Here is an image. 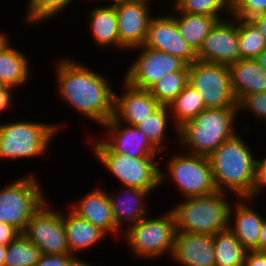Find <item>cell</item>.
<instances>
[{
	"mask_svg": "<svg viewBox=\"0 0 266 266\" xmlns=\"http://www.w3.org/2000/svg\"><path fill=\"white\" fill-rule=\"evenodd\" d=\"M56 62L59 100L100 127L113 117L115 91L106 75L73 57L64 56Z\"/></svg>",
	"mask_w": 266,
	"mask_h": 266,
	"instance_id": "1",
	"label": "cell"
},
{
	"mask_svg": "<svg viewBox=\"0 0 266 266\" xmlns=\"http://www.w3.org/2000/svg\"><path fill=\"white\" fill-rule=\"evenodd\" d=\"M208 159L217 191L236 198L251 195L257 157L240 133L224 141Z\"/></svg>",
	"mask_w": 266,
	"mask_h": 266,
	"instance_id": "2",
	"label": "cell"
},
{
	"mask_svg": "<svg viewBox=\"0 0 266 266\" xmlns=\"http://www.w3.org/2000/svg\"><path fill=\"white\" fill-rule=\"evenodd\" d=\"M238 115V107L204 109L178 128L179 148L190 154L209 156L237 134Z\"/></svg>",
	"mask_w": 266,
	"mask_h": 266,
	"instance_id": "3",
	"label": "cell"
},
{
	"mask_svg": "<svg viewBox=\"0 0 266 266\" xmlns=\"http://www.w3.org/2000/svg\"><path fill=\"white\" fill-rule=\"evenodd\" d=\"M23 120L0 122V159L2 161L44 157L50 151V143L58 135L57 133L66 128V125L68 126L66 123L58 125V123Z\"/></svg>",
	"mask_w": 266,
	"mask_h": 266,
	"instance_id": "4",
	"label": "cell"
},
{
	"mask_svg": "<svg viewBox=\"0 0 266 266\" xmlns=\"http://www.w3.org/2000/svg\"><path fill=\"white\" fill-rule=\"evenodd\" d=\"M228 193L216 191L210 195L184 198L171 208L177 232L215 235L229 226L231 204ZM181 203V204H180Z\"/></svg>",
	"mask_w": 266,
	"mask_h": 266,
	"instance_id": "5",
	"label": "cell"
},
{
	"mask_svg": "<svg viewBox=\"0 0 266 266\" xmlns=\"http://www.w3.org/2000/svg\"><path fill=\"white\" fill-rule=\"evenodd\" d=\"M89 139V141H88ZM94 157L109 174L115 176L120 186L146 189L150 193L160 187L158 157H131L113 152L100 137H89Z\"/></svg>",
	"mask_w": 266,
	"mask_h": 266,
	"instance_id": "6",
	"label": "cell"
},
{
	"mask_svg": "<svg viewBox=\"0 0 266 266\" xmlns=\"http://www.w3.org/2000/svg\"><path fill=\"white\" fill-rule=\"evenodd\" d=\"M169 210L157 217L147 215L122 233L133 257L151 261L161 260L166 254L171 257L177 227L174 213Z\"/></svg>",
	"mask_w": 266,
	"mask_h": 266,
	"instance_id": "7",
	"label": "cell"
},
{
	"mask_svg": "<svg viewBox=\"0 0 266 266\" xmlns=\"http://www.w3.org/2000/svg\"><path fill=\"white\" fill-rule=\"evenodd\" d=\"M166 162L167 170L163 171L160 164V186L172 181L173 186L183 196L182 199L206 196L217 191L208 156L190 154L182 150L181 153L170 156Z\"/></svg>",
	"mask_w": 266,
	"mask_h": 266,
	"instance_id": "8",
	"label": "cell"
},
{
	"mask_svg": "<svg viewBox=\"0 0 266 266\" xmlns=\"http://www.w3.org/2000/svg\"><path fill=\"white\" fill-rule=\"evenodd\" d=\"M39 178L26 174L0 188V222L22 233L32 215L48 199Z\"/></svg>",
	"mask_w": 266,
	"mask_h": 266,
	"instance_id": "9",
	"label": "cell"
},
{
	"mask_svg": "<svg viewBox=\"0 0 266 266\" xmlns=\"http://www.w3.org/2000/svg\"><path fill=\"white\" fill-rule=\"evenodd\" d=\"M188 84L200 93L206 109L238 107L228 65L197 60L188 65Z\"/></svg>",
	"mask_w": 266,
	"mask_h": 266,
	"instance_id": "10",
	"label": "cell"
},
{
	"mask_svg": "<svg viewBox=\"0 0 266 266\" xmlns=\"http://www.w3.org/2000/svg\"><path fill=\"white\" fill-rule=\"evenodd\" d=\"M47 199L32 215L22 232L41 254H71L62 219V209H55ZM54 207V208H53Z\"/></svg>",
	"mask_w": 266,
	"mask_h": 266,
	"instance_id": "11",
	"label": "cell"
},
{
	"mask_svg": "<svg viewBox=\"0 0 266 266\" xmlns=\"http://www.w3.org/2000/svg\"><path fill=\"white\" fill-rule=\"evenodd\" d=\"M130 50L140 52L132 64L129 63V69H126L122 80L137 89L149 90L164 75L181 70L186 65L176 56L143 45Z\"/></svg>",
	"mask_w": 266,
	"mask_h": 266,
	"instance_id": "12",
	"label": "cell"
},
{
	"mask_svg": "<svg viewBox=\"0 0 266 266\" xmlns=\"http://www.w3.org/2000/svg\"><path fill=\"white\" fill-rule=\"evenodd\" d=\"M240 59L238 47V18L219 20L197 51V60L230 65Z\"/></svg>",
	"mask_w": 266,
	"mask_h": 266,
	"instance_id": "13",
	"label": "cell"
},
{
	"mask_svg": "<svg viewBox=\"0 0 266 266\" xmlns=\"http://www.w3.org/2000/svg\"><path fill=\"white\" fill-rule=\"evenodd\" d=\"M112 4L117 13L120 52H130V49L144 45L153 17L152 4L127 0H117Z\"/></svg>",
	"mask_w": 266,
	"mask_h": 266,
	"instance_id": "14",
	"label": "cell"
},
{
	"mask_svg": "<svg viewBox=\"0 0 266 266\" xmlns=\"http://www.w3.org/2000/svg\"><path fill=\"white\" fill-rule=\"evenodd\" d=\"M143 46L176 56L187 65L197 61V52L182 37L175 19L167 12L151 18Z\"/></svg>",
	"mask_w": 266,
	"mask_h": 266,
	"instance_id": "15",
	"label": "cell"
},
{
	"mask_svg": "<svg viewBox=\"0 0 266 266\" xmlns=\"http://www.w3.org/2000/svg\"><path fill=\"white\" fill-rule=\"evenodd\" d=\"M101 128L105 135L100 139L113 152L131 157H157L158 155L159 159L161 158L162 154L136 126H129L110 118Z\"/></svg>",
	"mask_w": 266,
	"mask_h": 266,
	"instance_id": "16",
	"label": "cell"
},
{
	"mask_svg": "<svg viewBox=\"0 0 266 266\" xmlns=\"http://www.w3.org/2000/svg\"><path fill=\"white\" fill-rule=\"evenodd\" d=\"M123 92H114L113 119L129 126H136L156 111L161 104L148 90H141L122 81Z\"/></svg>",
	"mask_w": 266,
	"mask_h": 266,
	"instance_id": "17",
	"label": "cell"
},
{
	"mask_svg": "<svg viewBox=\"0 0 266 266\" xmlns=\"http://www.w3.org/2000/svg\"><path fill=\"white\" fill-rule=\"evenodd\" d=\"M229 212V230L240 244L248 251L255 250L259 245L260 229L264 220L262 214L253 206L254 199L236 198Z\"/></svg>",
	"mask_w": 266,
	"mask_h": 266,
	"instance_id": "18",
	"label": "cell"
},
{
	"mask_svg": "<svg viewBox=\"0 0 266 266\" xmlns=\"http://www.w3.org/2000/svg\"><path fill=\"white\" fill-rule=\"evenodd\" d=\"M117 191L114 190L115 193L111 194L108 192V196L116 228L123 233L130 226L149 215L150 211L145 201L151 193L146 189L126 186H121Z\"/></svg>",
	"mask_w": 266,
	"mask_h": 266,
	"instance_id": "19",
	"label": "cell"
},
{
	"mask_svg": "<svg viewBox=\"0 0 266 266\" xmlns=\"http://www.w3.org/2000/svg\"><path fill=\"white\" fill-rule=\"evenodd\" d=\"M71 205L69 208L75 214L98 227L106 235L116 234L121 237L122 233L116 228L113 219L108 193L101 186L93 188Z\"/></svg>",
	"mask_w": 266,
	"mask_h": 266,
	"instance_id": "20",
	"label": "cell"
},
{
	"mask_svg": "<svg viewBox=\"0 0 266 266\" xmlns=\"http://www.w3.org/2000/svg\"><path fill=\"white\" fill-rule=\"evenodd\" d=\"M170 258L178 266H215L213 235L177 232Z\"/></svg>",
	"mask_w": 266,
	"mask_h": 266,
	"instance_id": "21",
	"label": "cell"
},
{
	"mask_svg": "<svg viewBox=\"0 0 266 266\" xmlns=\"http://www.w3.org/2000/svg\"><path fill=\"white\" fill-rule=\"evenodd\" d=\"M228 68L231 90L237 103L249 94L266 92V71L255 59H239Z\"/></svg>",
	"mask_w": 266,
	"mask_h": 266,
	"instance_id": "22",
	"label": "cell"
},
{
	"mask_svg": "<svg viewBox=\"0 0 266 266\" xmlns=\"http://www.w3.org/2000/svg\"><path fill=\"white\" fill-rule=\"evenodd\" d=\"M62 219L70 253L77 257H80L78 253L81 255V252L108 238L98 227L79 217L70 208L64 212L62 210Z\"/></svg>",
	"mask_w": 266,
	"mask_h": 266,
	"instance_id": "23",
	"label": "cell"
},
{
	"mask_svg": "<svg viewBox=\"0 0 266 266\" xmlns=\"http://www.w3.org/2000/svg\"><path fill=\"white\" fill-rule=\"evenodd\" d=\"M88 27L90 37L97 47L110 48L120 51V39L117 26V13L115 6L111 3L107 5L93 6L88 14Z\"/></svg>",
	"mask_w": 266,
	"mask_h": 266,
	"instance_id": "24",
	"label": "cell"
},
{
	"mask_svg": "<svg viewBox=\"0 0 266 266\" xmlns=\"http://www.w3.org/2000/svg\"><path fill=\"white\" fill-rule=\"evenodd\" d=\"M11 44L10 40L0 50V83L16 92L31 80L32 74L28 56Z\"/></svg>",
	"mask_w": 266,
	"mask_h": 266,
	"instance_id": "25",
	"label": "cell"
},
{
	"mask_svg": "<svg viewBox=\"0 0 266 266\" xmlns=\"http://www.w3.org/2000/svg\"><path fill=\"white\" fill-rule=\"evenodd\" d=\"M170 9L174 14H169L175 19L180 34L196 52L215 24L221 20L220 17L181 12L176 7Z\"/></svg>",
	"mask_w": 266,
	"mask_h": 266,
	"instance_id": "26",
	"label": "cell"
},
{
	"mask_svg": "<svg viewBox=\"0 0 266 266\" xmlns=\"http://www.w3.org/2000/svg\"><path fill=\"white\" fill-rule=\"evenodd\" d=\"M171 124L175 129L176 141L178 143V128L173 125L174 122L172 121L169 107L166 105H161L156 111L138 123L136 127L145 133L147 139L160 153H165V149L170 150L166 147L168 143L165 140L167 139L169 128L172 127Z\"/></svg>",
	"mask_w": 266,
	"mask_h": 266,
	"instance_id": "27",
	"label": "cell"
},
{
	"mask_svg": "<svg viewBox=\"0 0 266 266\" xmlns=\"http://www.w3.org/2000/svg\"><path fill=\"white\" fill-rule=\"evenodd\" d=\"M168 107L172 121L177 128L206 109L200 93L189 84L185 86Z\"/></svg>",
	"mask_w": 266,
	"mask_h": 266,
	"instance_id": "28",
	"label": "cell"
},
{
	"mask_svg": "<svg viewBox=\"0 0 266 266\" xmlns=\"http://www.w3.org/2000/svg\"><path fill=\"white\" fill-rule=\"evenodd\" d=\"M215 266H243L247 250L229 230L213 235Z\"/></svg>",
	"mask_w": 266,
	"mask_h": 266,
	"instance_id": "29",
	"label": "cell"
},
{
	"mask_svg": "<svg viewBox=\"0 0 266 266\" xmlns=\"http://www.w3.org/2000/svg\"><path fill=\"white\" fill-rule=\"evenodd\" d=\"M188 84V65L164 75L148 91L161 105L168 106Z\"/></svg>",
	"mask_w": 266,
	"mask_h": 266,
	"instance_id": "30",
	"label": "cell"
},
{
	"mask_svg": "<svg viewBox=\"0 0 266 266\" xmlns=\"http://www.w3.org/2000/svg\"><path fill=\"white\" fill-rule=\"evenodd\" d=\"M238 47L240 59H255L266 48V39L250 19L238 18Z\"/></svg>",
	"mask_w": 266,
	"mask_h": 266,
	"instance_id": "31",
	"label": "cell"
},
{
	"mask_svg": "<svg viewBox=\"0 0 266 266\" xmlns=\"http://www.w3.org/2000/svg\"><path fill=\"white\" fill-rule=\"evenodd\" d=\"M40 255L39 248L20 233L7 245L4 266H35Z\"/></svg>",
	"mask_w": 266,
	"mask_h": 266,
	"instance_id": "32",
	"label": "cell"
},
{
	"mask_svg": "<svg viewBox=\"0 0 266 266\" xmlns=\"http://www.w3.org/2000/svg\"><path fill=\"white\" fill-rule=\"evenodd\" d=\"M25 21L29 24L38 25L45 23L53 17L60 16L64 9H68L75 0H27ZM73 1V2H72ZM49 19V20H48Z\"/></svg>",
	"mask_w": 266,
	"mask_h": 266,
	"instance_id": "33",
	"label": "cell"
},
{
	"mask_svg": "<svg viewBox=\"0 0 266 266\" xmlns=\"http://www.w3.org/2000/svg\"><path fill=\"white\" fill-rule=\"evenodd\" d=\"M176 8L188 14L208 15L221 19H225L223 16L226 18L231 16L230 0H182ZM223 12L226 14L223 15Z\"/></svg>",
	"mask_w": 266,
	"mask_h": 266,
	"instance_id": "34",
	"label": "cell"
},
{
	"mask_svg": "<svg viewBox=\"0 0 266 266\" xmlns=\"http://www.w3.org/2000/svg\"><path fill=\"white\" fill-rule=\"evenodd\" d=\"M238 112L252 113L257 120L266 125V92L252 93L244 96L238 103Z\"/></svg>",
	"mask_w": 266,
	"mask_h": 266,
	"instance_id": "35",
	"label": "cell"
},
{
	"mask_svg": "<svg viewBox=\"0 0 266 266\" xmlns=\"http://www.w3.org/2000/svg\"><path fill=\"white\" fill-rule=\"evenodd\" d=\"M231 16L251 19L266 13V0H230Z\"/></svg>",
	"mask_w": 266,
	"mask_h": 266,
	"instance_id": "36",
	"label": "cell"
},
{
	"mask_svg": "<svg viewBox=\"0 0 266 266\" xmlns=\"http://www.w3.org/2000/svg\"><path fill=\"white\" fill-rule=\"evenodd\" d=\"M35 266H93V264L73 254H41Z\"/></svg>",
	"mask_w": 266,
	"mask_h": 266,
	"instance_id": "37",
	"label": "cell"
},
{
	"mask_svg": "<svg viewBox=\"0 0 266 266\" xmlns=\"http://www.w3.org/2000/svg\"><path fill=\"white\" fill-rule=\"evenodd\" d=\"M266 189V155L262 159L256 160V168H255V180L254 185L251 191V195L248 198L258 199L262 190ZM259 195V196H258ZM257 197V198H256Z\"/></svg>",
	"mask_w": 266,
	"mask_h": 266,
	"instance_id": "38",
	"label": "cell"
},
{
	"mask_svg": "<svg viewBox=\"0 0 266 266\" xmlns=\"http://www.w3.org/2000/svg\"><path fill=\"white\" fill-rule=\"evenodd\" d=\"M15 89L2 85L0 87V115L5 112H9L7 110H11L14 107V96H15ZM14 94V96H13ZM13 104V105H12ZM10 108V109H9Z\"/></svg>",
	"mask_w": 266,
	"mask_h": 266,
	"instance_id": "39",
	"label": "cell"
},
{
	"mask_svg": "<svg viewBox=\"0 0 266 266\" xmlns=\"http://www.w3.org/2000/svg\"><path fill=\"white\" fill-rule=\"evenodd\" d=\"M243 266H266V251L248 250Z\"/></svg>",
	"mask_w": 266,
	"mask_h": 266,
	"instance_id": "40",
	"label": "cell"
},
{
	"mask_svg": "<svg viewBox=\"0 0 266 266\" xmlns=\"http://www.w3.org/2000/svg\"><path fill=\"white\" fill-rule=\"evenodd\" d=\"M20 232L13 226L0 222V244L7 246Z\"/></svg>",
	"mask_w": 266,
	"mask_h": 266,
	"instance_id": "41",
	"label": "cell"
},
{
	"mask_svg": "<svg viewBox=\"0 0 266 266\" xmlns=\"http://www.w3.org/2000/svg\"><path fill=\"white\" fill-rule=\"evenodd\" d=\"M250 20L258 27V29L266 39V13L254 16Z\"/></svg>",
	"mask_w": 266,
	"mask_h": 266,
	"instance_id": "42",
	"label": "cell"
},
{
	"mask_svg": "<svg viewBox=\"0 0 266 266\" xmlns=\"http://www.w3.org/2000/svg\"><path fill=\"white\" fill-rule=\"evenodd\" d=\"M256 251H266V218H264L260 229L259 245Z\"/></svg>",
	"mask_w": 266,
	"mask_h": 266,
	"instance_id": "43",
	"label": "cell"
},
{
	"mask_svg": "<svg viewBox=\"0 0 266 266\" xmlns=\"http://www.w3.org/2000/svg\"><path fill=\"white\" fill-rule=\"evenodd\" d=\"M255 60L266 71V48L255 58Z\"/></svg>",
	"mask_w": 266,
	"mask_h": 266,
	"instance_id": "44",
	"label": "cell"
},
{
	"mask_svg": "<svg viewBox=\"0 0 266 266\" xmlns=\"http://www.w3.org/2000/svg\"><path fill=\"white\" fill-rule=\"evenodd\" d=\"M3 31L4 30L0 31V50L11 40L7 33Z\"/></svg>",
	"mask_w": 266,
	"mask_h": 266,
	"instance_id": "45",
	"label": "cell"
},
{
	"mask_svg": "<svg viewBox=\"0 0 266 266\" xmlns=\"http://www.w3.org/2000/svg\"><path fill=\"white\" fill-rule=\"evenodd\" d=\"M6 253H7V246L0 244V266H4Z\"/></svg>",
	"mask_w": 266,
	"mask_h": 266,
	"instance_id": "46",
	"label": "cell"
},
{
	"mask_svg": "<svg viewBox=\"0 0 266 266\" xmlns=\"http://www.w3.org/2000/svg\"><path fill=\"white\" fill-rule=\"evenodd\" d=\"M127 1L145 2L147 4H151L154 1V3H156L155 0H127Z\"/></svg>",
	"mask_w": 266,
	"mask_h": 266,
	"instance_id": "47",
	"label": "cell"
},
{
	"mask_svg": "<svg viewBox=\"0 0 266 266\" xmlns=\"http://www.w3.org/2000/svg\"><path fill=\"white\" fill-rule=\"evenodd\" d=\"M182 0H174V1H170V2H174L172 3V7L170 8H175Z\"/></svg>",
	"mask_w": 266,
	"mask_h": 266,
	"instance_id": "48",
	"label": "cell"
},
{
	"mask_svg": "<svg viewBox=\"0 0 266 266\" xmlns=\"http://www.w3.org/2000/svg\"><path fill=\"white\" fill-rule=\"evenodd\" d=\"M86 1V0H85ZM89 2H90V0H88ZM93 0H91V2H92ZM94 1H98V0H94ZM101 2H103V1H106L107 3H114L115 1H117V0H100ZM109 1V2H108ZM111 1V2H110Z\"/></svg>",
	"mask_w": 266,
	"mask_h": 266,
	"instance_id": "49",
	"label": "cell"
}]
</instances>
